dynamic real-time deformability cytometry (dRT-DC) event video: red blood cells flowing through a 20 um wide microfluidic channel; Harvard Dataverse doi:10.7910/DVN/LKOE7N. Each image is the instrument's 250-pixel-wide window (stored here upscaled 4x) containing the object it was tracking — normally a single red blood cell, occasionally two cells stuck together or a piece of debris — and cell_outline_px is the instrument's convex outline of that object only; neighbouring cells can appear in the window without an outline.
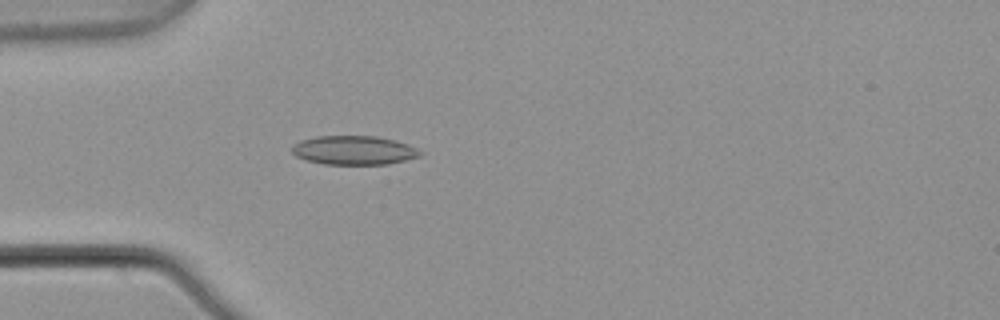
{"species": "common noctule bat (a hibernating species)", "species_latin": "Nyctalus noctula", "temperature_condition": "warm", "stored_images_in_passage": 2, "camera_frame_rate_fps": 3000, "um_per_image_px": 0.085, "animal": {"sex": "male", "body_mass_g": 21.5, "forearm_length_mm": 52.0}, "frame": {"image": 1, "passage_image": 2, "time_ms": 0.333, "image_size_px": [1000, 320], "cell_outline_px": [[424, 152], [420, 156], [388, 164], [324, 164], [308, 160], [296, 156], [292, 152], [292, 144], [300, 140], [316, 136], [376, 136], [408, 144]], "centroid_in_image_um": [30.07, 12.76], "position_along_channel_um": 54.9, "area_um2": 21.56}}